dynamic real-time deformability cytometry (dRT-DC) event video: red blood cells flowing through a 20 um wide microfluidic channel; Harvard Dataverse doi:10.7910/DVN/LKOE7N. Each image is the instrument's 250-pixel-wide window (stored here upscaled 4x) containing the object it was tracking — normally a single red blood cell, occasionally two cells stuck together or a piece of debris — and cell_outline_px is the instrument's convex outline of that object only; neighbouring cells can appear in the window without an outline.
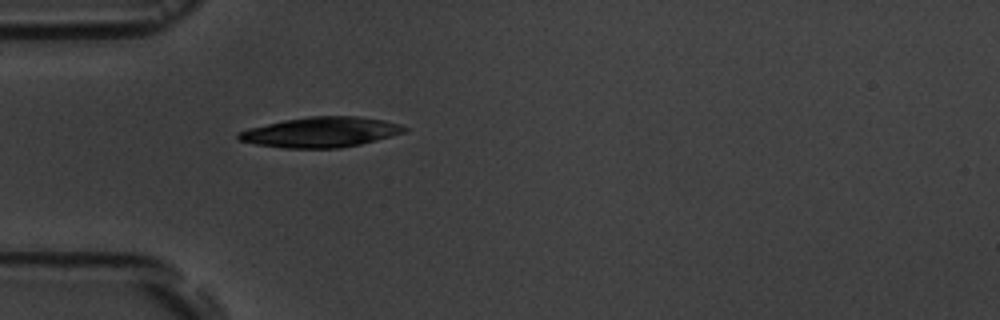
{"species": "common noctule bat (a hibernating species)", "species_latin": "Nyctalus noctula", "temperature_condition": "room temperature", "stored_images_in_passage": 1, "camera_frame_rate_fps": 3000, "um_per_image_px": 0.085, "animal": {"sex": "male", "body_mass_g": 19.5, "forearm_length_mm": 54.6}, "frame": {"image": 1, "passage_image": 1, "time_ms": 0.0, "image_size_px": [1000, 320], "cell_outline_px": [[408, 128], [404, 132], [376, 140], [360, 144], [340, 148], [284, 148], [256, 144], [240, 140], [236, 136], [236, 132], [248, 128], [284, 120], [308, 116], [356, 116], [384, 120], [400, 124]], "centroid_in_image_um": [27.25, 11.23], "position_along_channel_um": 57.8, "area_um2": 29.13}}